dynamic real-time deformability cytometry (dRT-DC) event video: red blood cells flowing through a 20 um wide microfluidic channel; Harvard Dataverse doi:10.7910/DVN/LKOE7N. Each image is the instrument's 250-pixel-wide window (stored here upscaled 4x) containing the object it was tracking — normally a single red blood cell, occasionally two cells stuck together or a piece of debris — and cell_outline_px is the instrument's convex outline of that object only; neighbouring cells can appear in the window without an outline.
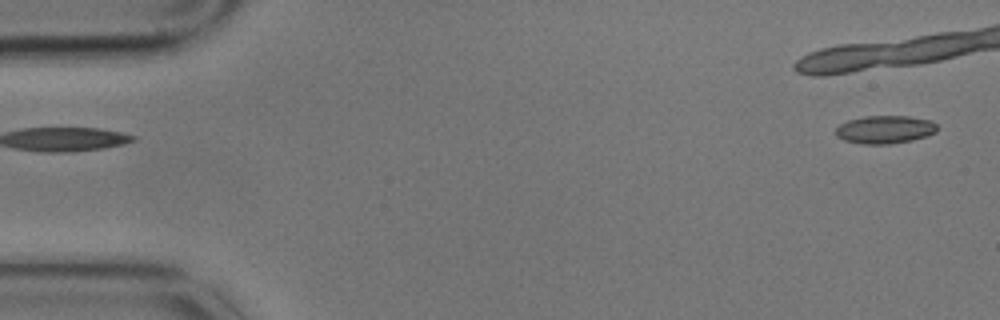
{"species": "common noctule bat (a hibernating species)", "species_latin": "Nyctalus noctula", "temperature_condition": "cold", "stored_images_in_passage": 6, "segment_of_instrument_passage": [2, 2], "camera_frame_rate_fps": 3000, "um_per_image_px": 0.085, "animal": {"sex": "male", "body_mass_g": 17.9}, "frame": {"image": 1, "passage_image": 6, "time_ms": 1.667, "image_size_px": [1000, 320], "cell_outline_px": [[936, 132], [928, 136], [912, 140], [888, 144], [860, 144], [844, 140], [836, 136], [836, 128], [840, 124], [848, 120], [864, 116], [908, 116], [932, 120], [936, 124]], "centroid_in_image_um": [75.22, 11.01], "position_along_channel_um": 9.8, "area_um2": 16.65}}